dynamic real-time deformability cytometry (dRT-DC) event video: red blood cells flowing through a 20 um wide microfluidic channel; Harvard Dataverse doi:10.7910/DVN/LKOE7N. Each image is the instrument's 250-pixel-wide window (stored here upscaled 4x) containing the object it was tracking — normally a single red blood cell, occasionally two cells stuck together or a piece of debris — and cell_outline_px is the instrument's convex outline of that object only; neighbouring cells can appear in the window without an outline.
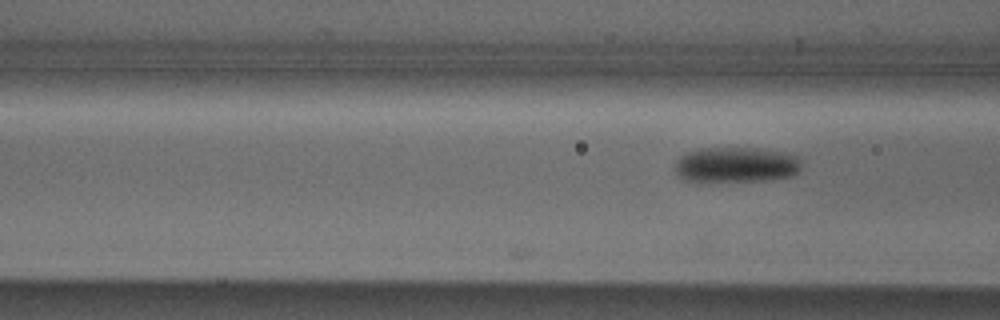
{"species": "Egyptian fruit bat (a non-hibernating species)", "species_latin": "Rousettus aegyptiacus", "temperature_condition": "cold", "stored_images_in_passage": 3, "camera_frame_rate_fps": 3000, "um_per_image_px": 0.085, "animal": {"sex": "male"}, "frame": {"image": 1, "passage_image": 3, "time_ms": 0.667, "image_size_px": [1000, 320], "cell_outline_px": [[800, 168], [796, 172], [788, 176], [764, 180], [684, 180], [676, 172], [676, 160], [680, 156], [688, 152], [700, 148], [752, 148], [780, 152], [796, 156], [800, 160]], "centroid_in_image_um": [62.53, 13.98], "position_along_channel_um": 104.1, "area_um2": 25.26}}